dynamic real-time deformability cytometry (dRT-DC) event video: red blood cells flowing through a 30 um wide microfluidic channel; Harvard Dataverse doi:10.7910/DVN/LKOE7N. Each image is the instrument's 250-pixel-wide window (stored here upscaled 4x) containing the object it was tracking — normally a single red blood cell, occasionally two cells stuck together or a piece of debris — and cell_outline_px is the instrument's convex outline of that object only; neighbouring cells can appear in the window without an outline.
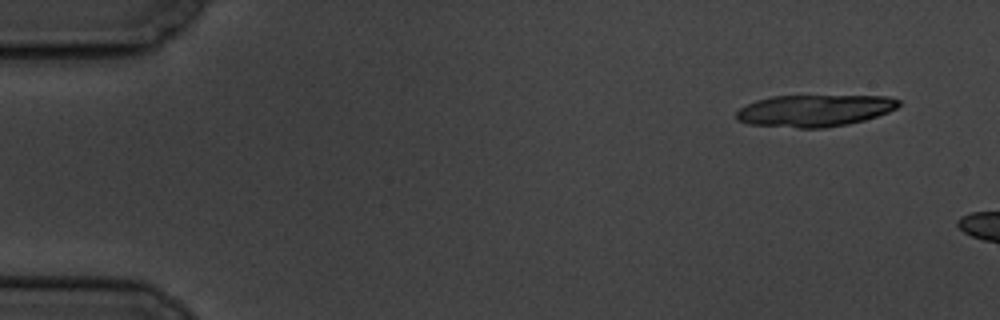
{"species": "common noctule bat (a hibernating species)", "species_latin": "Nyctalus noctula", "temperature_condition": "cold", "stored_images_in_passage": 4, "camera_frame_rate_fps": 3000, "um_per_image_px": 0.085, "animal": {"sex": "male", "body_mass_g": 19.5, "forearm_length_mm": 54.6}, "frame": {"image": 1, "passage_image": 1, "time_ms": 0.0, "image_size_px": [1000, 320], "cell_outline_px": [[900, 104], [896, 108], [888, 112], [864, 120], [848, 124], [824, 128], [796, 128], [748, 124], [736, 120], [736, 112], [740, 108], [756, 100], [772, 96], [888, 96], [900, 100]], "centroid_in_image_um": [69.22, 9.4], "position_along_channel_um": 15.8, "area_um2": 30.17}}